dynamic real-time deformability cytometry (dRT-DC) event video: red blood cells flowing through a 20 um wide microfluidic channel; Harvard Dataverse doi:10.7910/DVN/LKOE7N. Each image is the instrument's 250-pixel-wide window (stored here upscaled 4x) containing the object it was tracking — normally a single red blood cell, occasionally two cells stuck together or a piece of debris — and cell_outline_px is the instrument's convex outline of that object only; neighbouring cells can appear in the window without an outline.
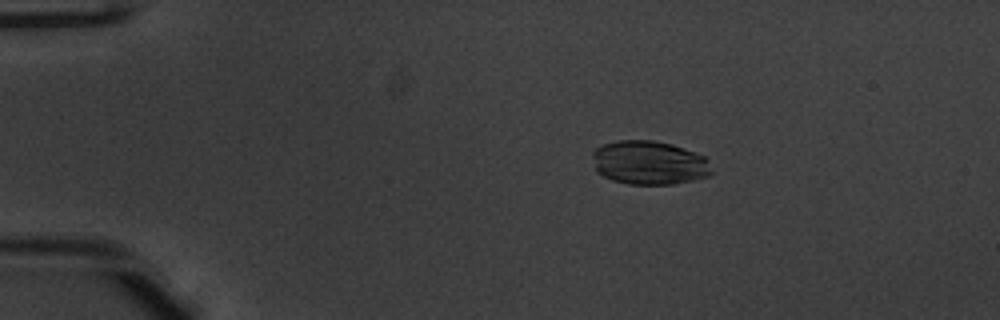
{"species": "common noctule bat (a hibernating species)", "species_latin": "Nyctalus noctula", "temperature_condition": "warm", "stored_images_in_passage": 51, "camera_frame_rate_fps": 3000, "um_per_image_px": 0.085, "animal": {"sex": "male", "body_mass_g": 20.1, "forearm_length_mm": 53.5}, "frame": {"image": 1, "passage_image": 9, "time_ms": 2.667, "image_size_px": [1000, 320], "cell_outline_px": [[712, 172], [708, 176], [692, 180], [672, 184], [628, 184], [612, 180], [596, 172], [592, 156], [592, 152], [596, 148], [604, 144], [616, 140], [652, 140], [672, 144], [704, 156]], "centroid_in_image_um": [55.13, 13.83], "position_along_channel_um": 29.9, "area_um2": 30.35}}
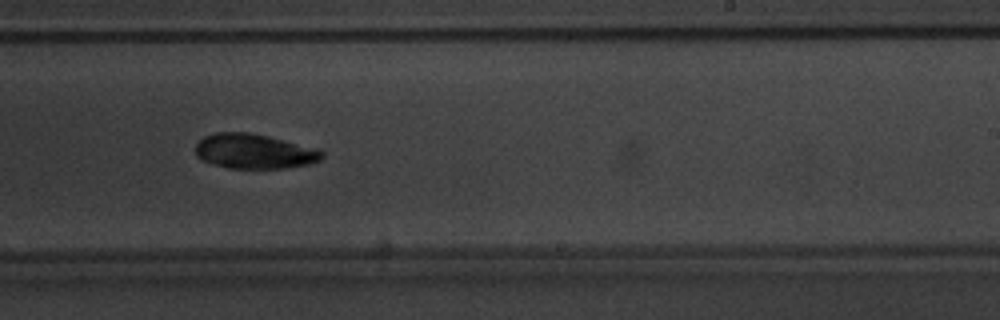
{"frame": {"image": 2, "passage_image": 32, "time_ms": 10.333, "image_size_px": [1000, 320], "cell_outline_px": [[324, 156], [320, 160], [308, 164], [280, 168], [228, 168], [204, 160], [196, 156], [196, 144], [204, 136], [216, 132], [248, 132], [268, 136], [320, 148], [324, 152]], "centroid_in_image_um": [21.65, 12.85], "position_along_channel_um": 267.4, "area_um2": 25.61}}
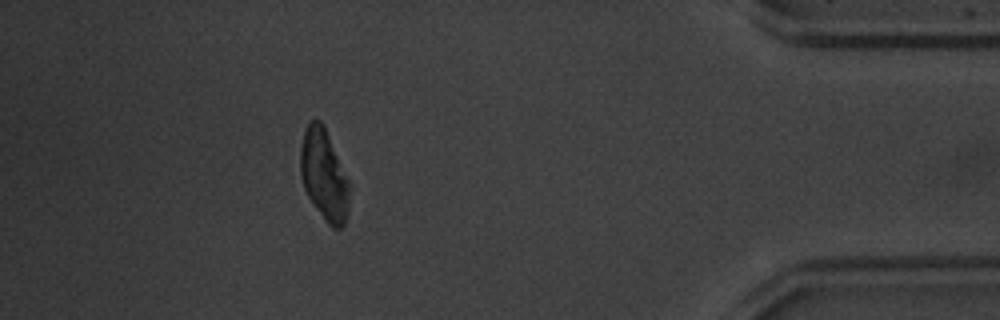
{"frame": {"image": 3, "passage_image": 46, "time_ms": 15.0, "image_size_px": [1000, 320], "cell_outline_px": [[348, 212], [344, 224], [340, 228], [332, 228], [328, 224], [312, 204], [304, 188], [300, 176], [300, 148], [304, 128], [308, 120], [320, 120], [328, 136], [348, 180]], "centroid_in_image_um": [27.5, 14.88], "position_along_channel_um": 407.7, "area_um2": 25.66}, "authors_computed_cell_mechanics": {"area_um2": 26.588, "velocity_mm_per_s": 3.9456, "shape_relaxation_time_tau1_ms": 4.6396, "shape_relaxation_time_tau2_ms": null, "deformation_change_tau1": 0.1098, "deformation_change_tau2": null}}